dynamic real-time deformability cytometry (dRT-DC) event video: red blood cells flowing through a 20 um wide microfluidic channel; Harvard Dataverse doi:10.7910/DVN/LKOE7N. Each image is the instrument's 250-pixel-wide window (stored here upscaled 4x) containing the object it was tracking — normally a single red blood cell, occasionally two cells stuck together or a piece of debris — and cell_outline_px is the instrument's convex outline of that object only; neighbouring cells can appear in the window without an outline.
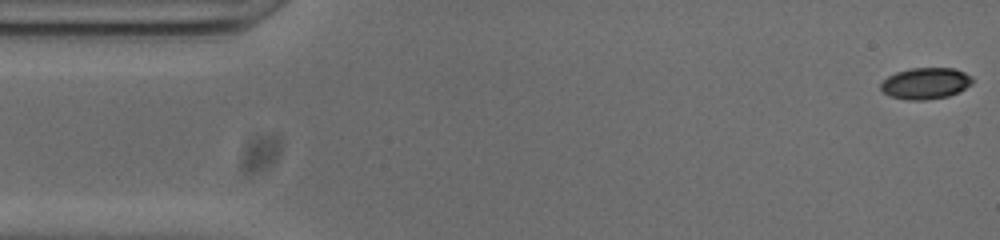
{"species": "common noctule bat (a hibernating species)", "species_latin": "Nyctalus noctula", "temperature_condition": "cold", "stored_images_in_passage": 52, "camera_frame_rate_fps": 3000, "um_per_image_px": 0.085, "animal": {"sex": "male", "body_mass_g": 20.0, "forearm_length_mm": 53.3}, "frame": {"image": 1, "passage_image": 1, "time_ms": 0.0, "image_size_px": [1000, 240], "cell_outline_px": [[972, 84], [948, 96], [924, 100], [908, 100], [892, 96], [884, 92], [880, 88], [880, 84], [888, 76], [896, 72], [912, 68], [952, 68], [964, 72], [972, 76]], "centroid_in_image_um": [78.66, 7.08], "position_along_channel_um": 6.3, "area_um2": 16.53}}
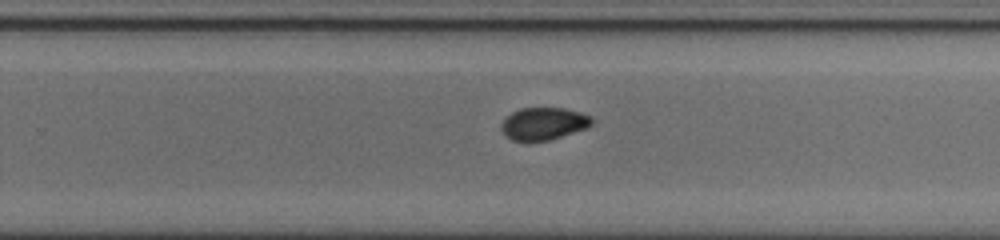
{"frame": {"image": 2, "passage_image": 32, "time_ms": 10.333, "image_size_px": [1000, 240], "cell_outline_px": [[592, 124], [588, 128], [548, 140], [512, 140], [500, 128], [500, 124], [512, 112], [520, 108], [564, 108], [580, 112], [592, 116]], "centroid_in_image_um": [46.24, 10.49], "position_along_channel_um": 283.6, "area_um2": 16.88}}
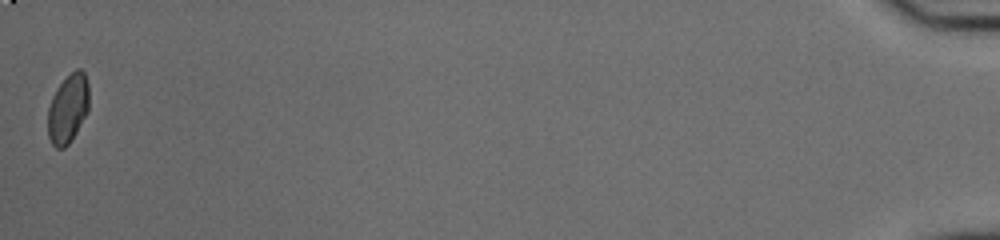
{"frame": {"image": 3, "passage_image": 52, "time_ms": 17.0, "image_size_px": [1000, 240], "cell_outline_px": [[88, 112], [76, 132], [68, 144], [64, 148], [56, 148], [52, 144], [48, 136], [48, 108], [52, 96], [56, 88], [76, 68], [80, 68], [84, 72], [88, 84]], "centroid_in_image_um": [5.77, 9.23], "position_along_channel_um": 429.4, "area_um2": 16.47}, "authors_computed_cell_mechanics": {"area_um2": 17.3978, "velocity_mm_per_s": 3.8421, "shape_relaxation_time_tau1_ms": 11.0776, "shape_relaxation_time_tau2_ms": 5.0221, "deformation_change_tau1": 0.1769, "deformation_change_tau2": 0.0627}}